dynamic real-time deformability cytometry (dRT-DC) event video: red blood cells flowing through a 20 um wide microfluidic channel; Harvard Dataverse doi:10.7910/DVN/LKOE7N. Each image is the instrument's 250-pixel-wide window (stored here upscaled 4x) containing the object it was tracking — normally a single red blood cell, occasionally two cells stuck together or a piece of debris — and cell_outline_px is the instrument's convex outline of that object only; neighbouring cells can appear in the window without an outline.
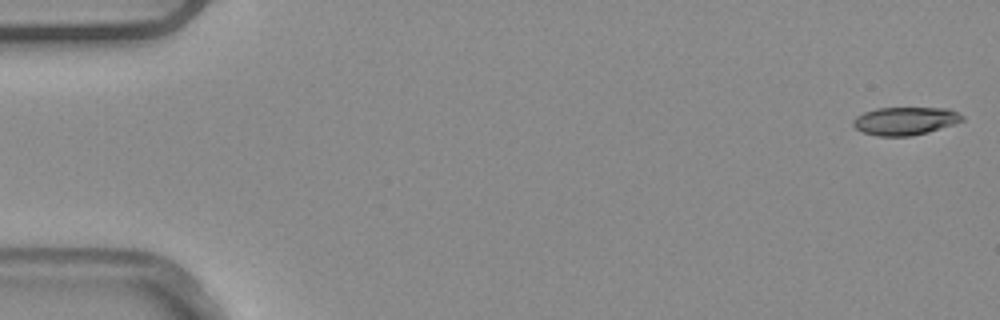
{"species": "common noctule bat (a hibernating species)", "species_latin": "Nyctalus noctula", "temperature_condition": "warm", "stored_images_in_passage": 5, "camera_frame_rate_fps": 3000, "um_per_image_px": 0.085, "animal": {"sex": "male", "body_mass_g": 20.4}, "frame": {"image": 1, "passage_image": 1, "time_ms": 0.0, "image_size_px": [1000, 320], "cell_outline_px": [[964, 120], [928, 132], [912, 136], [876, 136], [864, 132], [856, 128], [852, 124], [852, 120], [856, 116], [864, 112], [876, 108], [948, 108], [964, 116]], "centroid_in_image_um": [76.91, 10.28], "position_along_channel_um": 8.1, "area_um2": 17.74}}
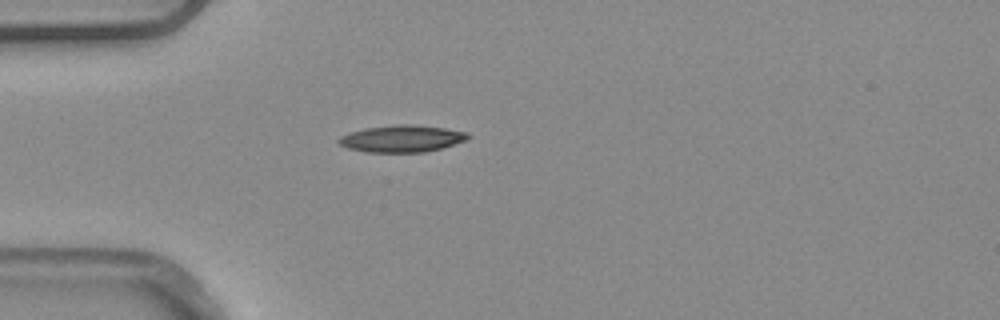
{"frame": {"image": 2, "passage_image": 5, "time_ms": 1.333, "image_size_px": [1000, 320], "cell_outline_px": [[472, 136], [464, 140], [440, 148], [424, 152], [364, 152], [348, 148], [340, 144], [336, 140], [340, 136], [348, 132], [364, 128], [396, 124], [408, 124], [444, 128], [468, 132]], "centroid_in_image_um": [34.1, 11.77], "position_along_channel_um": 50.9, "area_um2": 20.23}}